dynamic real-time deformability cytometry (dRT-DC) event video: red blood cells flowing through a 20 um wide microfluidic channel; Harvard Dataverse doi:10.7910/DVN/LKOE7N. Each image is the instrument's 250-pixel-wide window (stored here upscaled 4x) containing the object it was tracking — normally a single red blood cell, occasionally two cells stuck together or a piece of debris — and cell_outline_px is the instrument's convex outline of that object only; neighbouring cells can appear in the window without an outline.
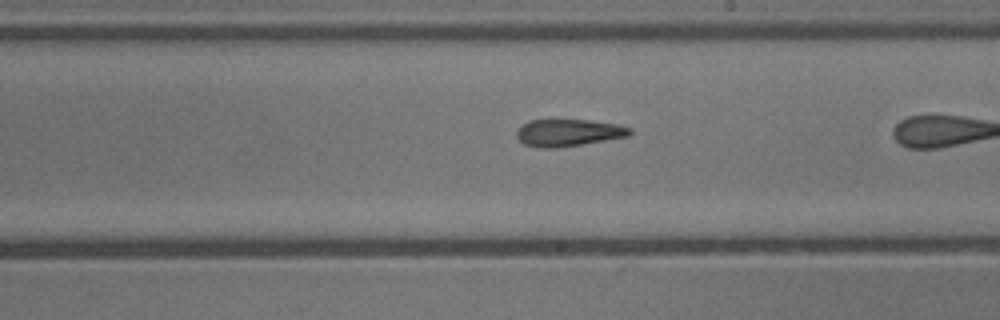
{"species": "common noctule bat (a hibernating species)", "species_latin": "Nyctalus noctula", "temperature_condition": "cold", "stored_images_in_passage": 30, "camera_frame_rate_fps": 3000, "um_per_image_px": 0.085, "animal": {"sex": "male", "body_mass_g": 13.3}, "frame": {"image": 1, "passage_image": 22, "time_ms": 7.0, "image_size_px": [1000, 320], "cell_outline_px": [[632, 132], [628, 136], [556, 148], [544, 148], [524, 144], [516, 136], [516, 132], [528, 120], [592, 120], [620, 124], [632, 128]], "centroid_in_image_um": [48.35, 11.26], "position_along_channel_um": 240.7, "area_um2": 17.74}}